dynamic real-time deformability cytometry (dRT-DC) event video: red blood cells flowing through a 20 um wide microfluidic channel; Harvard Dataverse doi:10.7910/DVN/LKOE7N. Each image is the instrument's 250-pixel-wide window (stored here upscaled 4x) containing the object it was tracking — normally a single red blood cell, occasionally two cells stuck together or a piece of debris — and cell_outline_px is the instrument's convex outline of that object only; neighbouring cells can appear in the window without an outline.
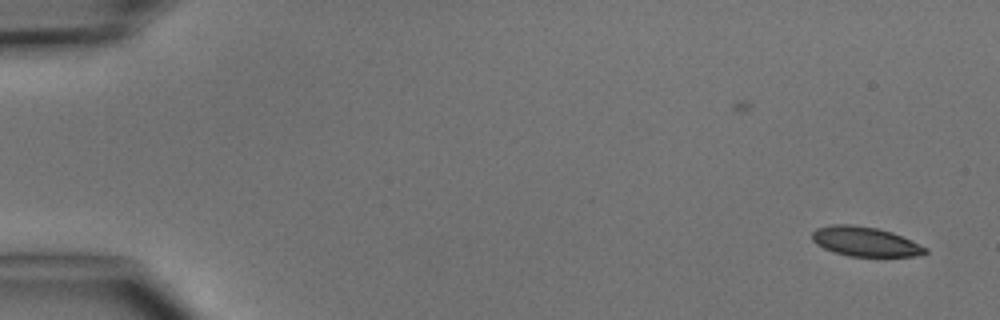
{"species": "common noctule bat (a hibernating species)", "species_latin": "Nyctalus noctula", "temperature_condition": "cold", "stored_images_in_passage": 2, "camera_frame_rate_fps": 3000, "um_per_image_px": 0.085, "animal": {"sex": "male", "body_mass_g": 15.6}, "frame": {"image": 1, "passage_image": 2, "time_ms": 1.333, "image_size_px": [1000, 320], "cell_outline_px": [[928, 252], [916, 256], [848, 256], [824, 248], [816, 244], [812, 240], [812, 232], [816, 228], [832, 224], [848, 224], [876, 228], [892, 232], [928, 248]], "centroid_in_image_um": [73.52, 20.53], "position_along_channel_um": 11.5, "area_um2": 19.31}}